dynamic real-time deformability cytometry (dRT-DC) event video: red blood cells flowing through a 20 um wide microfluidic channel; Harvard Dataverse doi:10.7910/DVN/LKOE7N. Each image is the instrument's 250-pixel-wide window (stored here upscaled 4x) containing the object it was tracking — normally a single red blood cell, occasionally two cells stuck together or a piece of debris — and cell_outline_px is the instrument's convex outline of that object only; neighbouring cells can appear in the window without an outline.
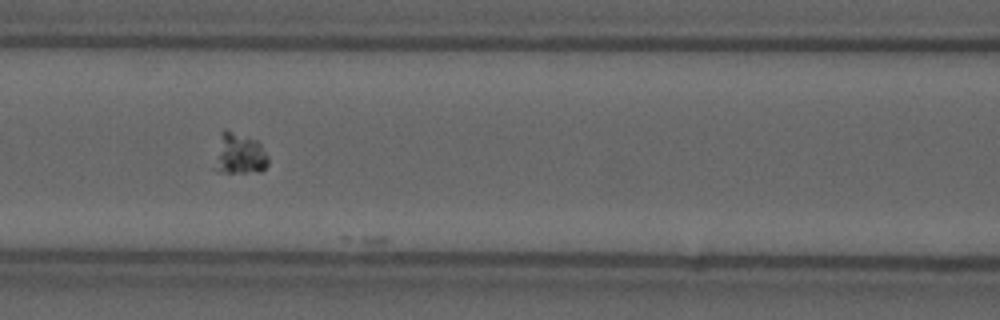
{"species": "common noctule bat (a hibernating species)", "species_latin": "Nyctalus noctula", "temperature_condition": "cold", "stored_images_in_passage": 23, "camera_frame_rate_fps": 3000, "um_per_image_px": 0.085, "animal": {"sex": "male", "forearm_length_mm": 52.5}, "frame": {"image": 1, "passage_image": 22, "time_ms": 7.0, "image_size_px": [1000, 320], "cell_outline_px": [[268, 164], [260, 172], [220, 172], [212, 168], [220, 132], [224, 128], [256, 140], [260, 144], [268, 156]], "centroid_in_image_um": [20.3, 13.07], "position_along_channel_um": 146.3, "area_um2": 13.06}}